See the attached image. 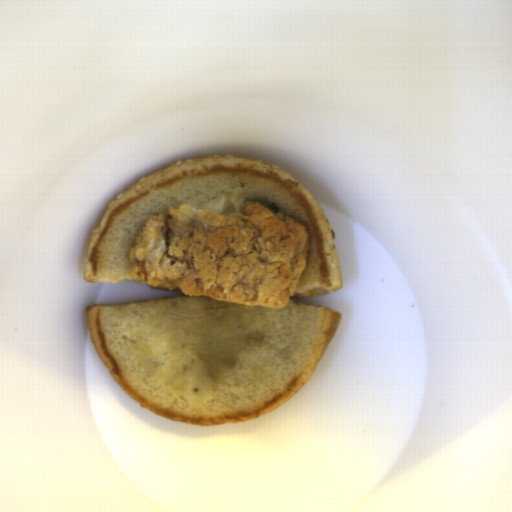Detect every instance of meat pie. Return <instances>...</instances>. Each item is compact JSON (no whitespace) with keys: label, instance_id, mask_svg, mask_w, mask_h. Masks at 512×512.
Listing matches in <instances>:
<instances>
[{"label":"meat pie","instance_id":"obj_1","mask_svg":"<svg viewBox=\"0 0 512 512\" xmlns=\"http://www.w3.org/2000/svg\"><path fill=\"white\" fill-rule=\"evenodd\" d=\"M198 208L183 204L148 216L128 251L134 280L282 309L307 266V226L257 201L230 214Z\"/></svg>","mask_w":512,"mask_h":512}]
</instances>
